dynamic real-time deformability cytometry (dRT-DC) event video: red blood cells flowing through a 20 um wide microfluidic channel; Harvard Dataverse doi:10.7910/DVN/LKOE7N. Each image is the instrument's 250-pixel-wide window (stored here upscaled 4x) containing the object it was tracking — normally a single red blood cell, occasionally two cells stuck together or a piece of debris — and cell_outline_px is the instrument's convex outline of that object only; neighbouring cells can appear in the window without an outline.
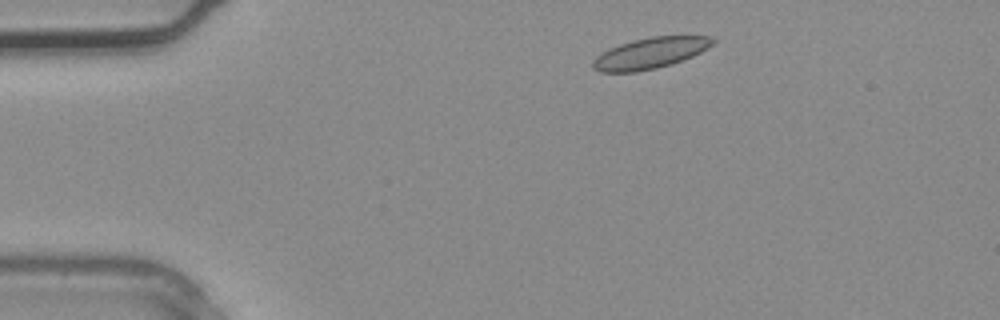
{"species": "common noctule bat (a hibernating species)", "species_latin": "Nyctalus noctula", "temperature_condition": "warm", "stored_images_in_passage": 3, "camera_frame_rate_fps": 3000, "um_per_image_px": 0.085, "animal": {"sex": "male", "body_mass_g": 20.4}, "frame": {"image": 1, "passage_image": 1, "time_ms": 0.0, "image_size_px": [1000, 320], "cell_outline_px": [[716, 40], [708, 48], [692, 56], [672, 64], [656, 68], [636, 72], [600, 72], [592, 68], [592, 60], [596, 56], [608, 48], [632, 40], [652, 36], [708, 36]], "centroid_in_image_um": [55.23, 4.52], "position_along_channel_um": 29.8, "area_um2": 21.68}}